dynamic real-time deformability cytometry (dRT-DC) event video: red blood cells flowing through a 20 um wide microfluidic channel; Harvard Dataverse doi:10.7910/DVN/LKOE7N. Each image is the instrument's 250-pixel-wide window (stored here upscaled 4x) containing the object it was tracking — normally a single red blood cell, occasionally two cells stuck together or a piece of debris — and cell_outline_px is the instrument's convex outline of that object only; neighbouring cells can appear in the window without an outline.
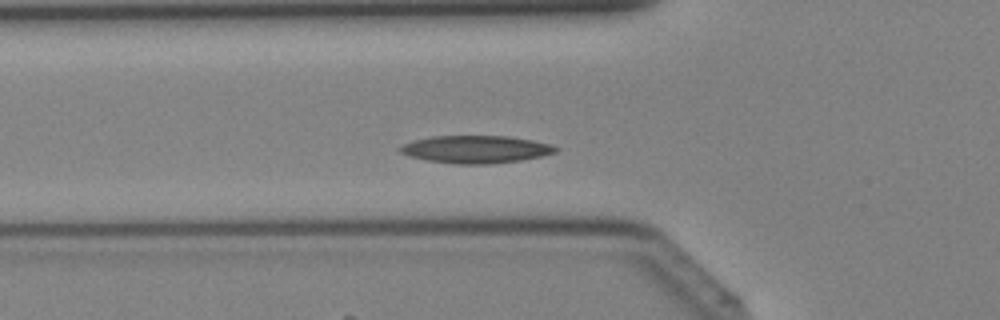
{"species": "Egyptian fruit bat (a non-hibernating species)", "species_latin": "Rousettus aegyptiacus", "temperature_condition": "cold", "stored_images_in_passage": 38, "camera_frame_rate_fps": 3000, "um_per_image_px": 0.085, "animal": {"sex": "female"}, "frame": {"image": 1, "passage_image": 12, "time_ms": 3.667, "image_size_px": [1000, 320], "cell_outline_px": [[560, 148], [556, 152], [540, 156], [520, 160], [488, 164], [460, 164], [428, 160], [408, 156], [400, 152], [396, 148], [404, 144], [416, 140], [432, 136], [508, 136], [532, 140], [552, 144]], "centroid_in_image_um": [40.45, 12.69], "position_along_channel_um": 85.3, "area_um2": 24.85}}
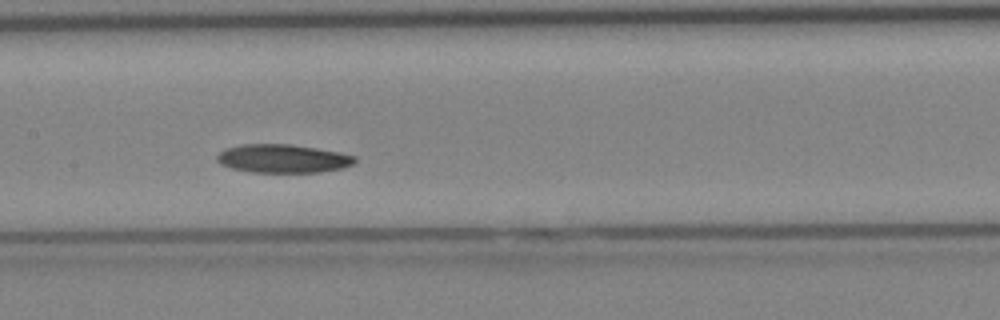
{"frame": {"image": 2, "passage_image": 18, "time_ms": 5.667, "image_size_px": [1000, 320], "cell_outline_px": [[356, 160], [352, 164], [344, 168], [320, 172], [252, 172], [232, 168], [220, 164], [216, 160], [216, 156], [224, 148], [244, 144], [288, 144], [316, 148], [340, 152], [356, 156]], "centroid_in_image_um": [24.04, 13.48], "position_along_channel_um": 183.4, "area_um2": 22.89}}
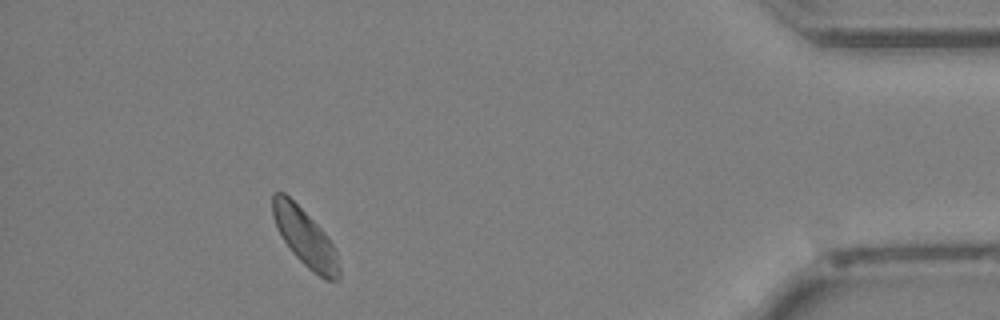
{"frame": {"image": 3, "passage_image": 35, "time_ms": 11.333, "image_size_px": [1000, 320], "cell_outline_px": [[340, 280], [324, 280], [312, 272], [292, 252], [276, 228], [272, 216], [272, 196], [276, 192], [284, 192], [324, 232], [336, 248], [340, 268]], "centroid_in_image_um": [25.95, 20.24], "position_along_channel_um": 409.3, "area_um2": 22.08}}